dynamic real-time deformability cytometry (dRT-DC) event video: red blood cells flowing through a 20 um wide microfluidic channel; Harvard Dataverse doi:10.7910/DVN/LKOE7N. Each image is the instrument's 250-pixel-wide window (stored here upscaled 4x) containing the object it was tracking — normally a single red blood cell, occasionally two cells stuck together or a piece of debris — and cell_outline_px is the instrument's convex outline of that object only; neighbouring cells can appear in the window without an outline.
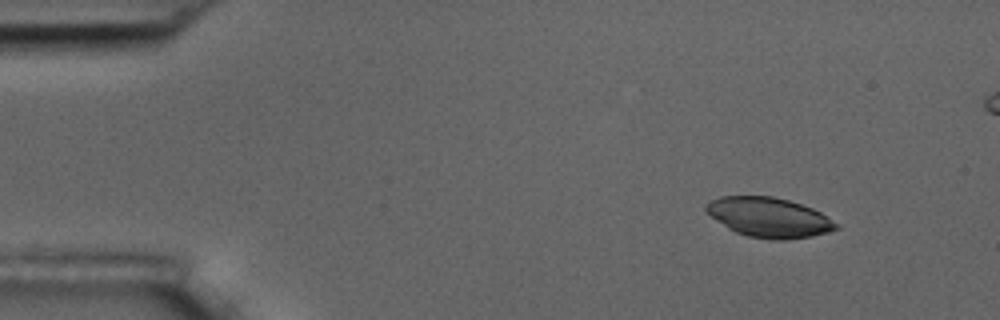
{"species": "common noctule bat (a hibernating species)", "species_latin": "Nyctalus noctula", "temperature_condition": "room temperature", "stored_images_in_passage": 5, "camera_frame_rate_fps": 3000, "um_per_image_px": 0.085, "animal": {"sex": "male", "body_mass_g": 17.5, "forearm_length_mm": 52.3}, "frame": {"image": 1, "passage_image": 1, "time_ms": 0.0, "image_size_px": [1000, 320], "cell_outline_px": [[840, 228], [828, 232], [812, 236], [784, 240], [772, 240], [748, 236], [736, 232], [728, 228], [712, 216], [704, 208], [704, 204], [708, 200], [720, 196], [772, 196], [788, 200], [812, 208], [820, 212], [840, 224]], "centroid_in_image_um": [65.38, 18.47], "position_along_channel_um": 19.6, "area_um2": 30.17}}
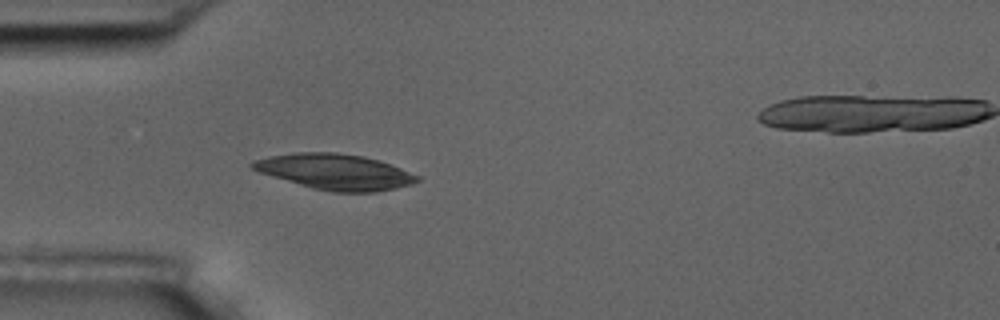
{"frame": {"image": 2, "passage_image": 4, "time_ms": 3.333, "image_size_px": [1000, 320], "cell_outline_px": [[420, 180], [412, 184], [396, 188], [376, 192], [332, 192], [312, 188], [272, 176], [260, 172], [252, 168], [248, 164], [252, 160], [268, 156], [292, 152], [336, 152], [364, 156], [400, 168], [420, 176]], "centroid_in_image_um": [28.45, 14.59], "position_along_channel_um": 56.5, "area_um2": 34.16}}